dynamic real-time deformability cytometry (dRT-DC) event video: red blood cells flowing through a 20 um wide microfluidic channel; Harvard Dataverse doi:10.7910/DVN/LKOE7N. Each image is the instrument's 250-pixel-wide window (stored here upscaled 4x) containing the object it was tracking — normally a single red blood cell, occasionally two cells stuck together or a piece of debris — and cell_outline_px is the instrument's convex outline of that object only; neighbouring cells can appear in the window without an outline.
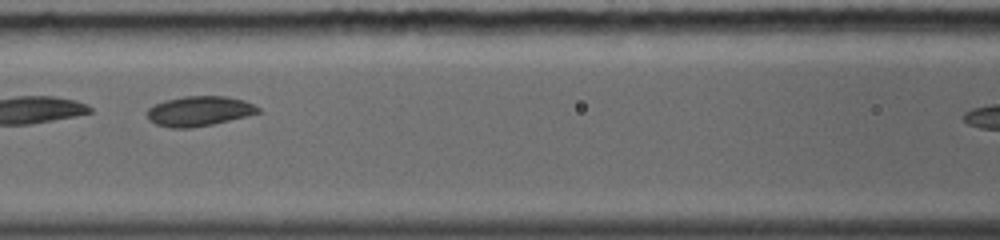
{"species": "common noctule bat (a hibernating species)", "species_latin": "Nyctalus noctula", "temperature_condition": "warm", "stored_images_in_passage": 23, "camera_frame_rate_fps": 5000, "um_per_image_px": 0.085, "animal": {"sex": "female", "body_mass_g": 19.0, "forearm_length_mm": 56.7}, "frame": {"image": 1, "passage_image": 7, "time_ms": 2.8, "image_size_px": [1000, 240], "cell_outline_px": [[260, 112], [212, 124], [192, 128], [172, 128], [156, 124], [148, 120], [148, 108], [152, 104], [164, 100], [184, 96], [228, 96], [244, 100], [260, 108]], "centroid_in_image_um": [16.88, 9.43], "position_along_channel_um": 149.7, "area_um2": 19.31}, "authors_computed_cell_mechanics": {"area_um2": 19.0162, "velocity_mm_per_s": 4.3897, "shape_relaxation_time_tau1_ms": 1.4557, "shape_relaxation_time_tau2_ms": 1.8952, "deformation_change_tau1": 0.1132, "deformation_change_tau2": 0.0475}}